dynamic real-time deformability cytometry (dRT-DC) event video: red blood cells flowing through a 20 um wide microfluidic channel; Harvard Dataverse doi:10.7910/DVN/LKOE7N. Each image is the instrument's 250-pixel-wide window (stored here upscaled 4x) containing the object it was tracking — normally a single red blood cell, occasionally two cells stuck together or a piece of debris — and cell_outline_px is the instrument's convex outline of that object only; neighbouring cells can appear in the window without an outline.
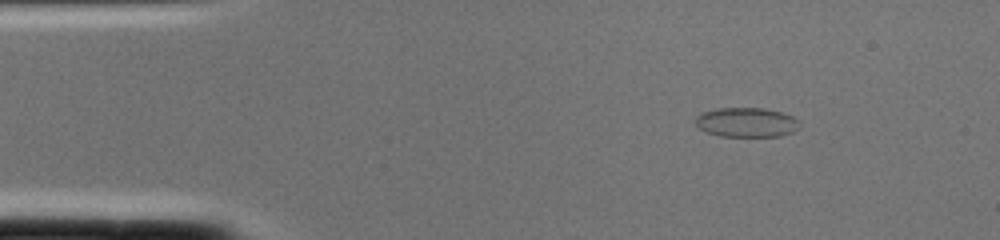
{"species": "common noctule bat (a hibernating species)", "species_latin": "Nyctalus noctula", "temperature_condition": "cold", "stored_images_in_passage": 1, "camera_frame_rate_fps": 3000, "um_per_image_px": 0.085, "animal": {"sex": "female", "body_mass_g": 22.0, "forearm_length_mm": 56.7}, "frame": {"image": 1, "passage_image": 1, "time_ms": 0.0, "image_size_px": [1000, 240], "cell_outline_px": [[800, 128], [792, 132], [780, 136], [720, 136], [704, 132], [692, 120], [696, 116], [704, 112], [716, 108], [764, 108], [780, 112], [792, 116], [800, 120]], "centroid_in_image_um": [63.44, 10.4], "position_along_channel_um": 21.6, "area_um2": 18.09}}